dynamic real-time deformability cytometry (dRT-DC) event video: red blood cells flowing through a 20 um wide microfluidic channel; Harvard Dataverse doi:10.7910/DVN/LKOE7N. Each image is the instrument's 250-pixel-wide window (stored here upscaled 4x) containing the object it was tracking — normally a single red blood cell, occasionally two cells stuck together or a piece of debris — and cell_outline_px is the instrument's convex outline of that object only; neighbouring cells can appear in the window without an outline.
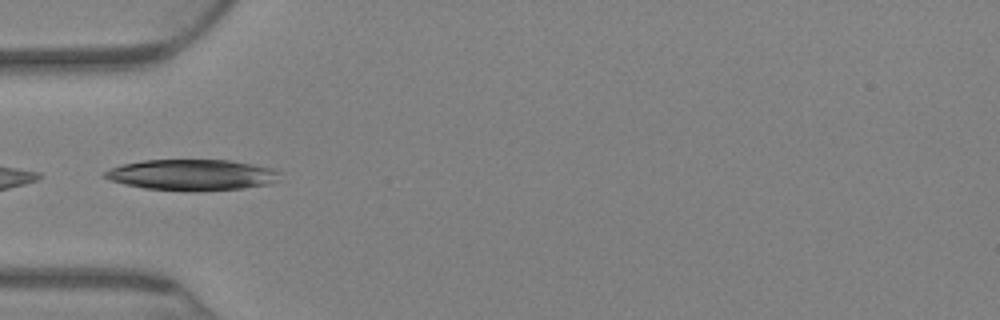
{"species": "Egyptian fruit bat (a non-hibernating species)", "species_latin": "Rousettus aegyptiacus", "temperature_condition": "warm", "stored_images_in_passage": 14, "camera_frame_rate_fps": 3000, "um_per_image_px": 0.085, "animal": {"sex": "female"}, "frame": {"image": 1, "passage_image": 1, "time_ms": 0.0, "image_size_px": [1000, 320], "cell_outline_px": [[276, 180], [268, 184], [244, 188], [144, 188], [124, 184], [112, 180], [104, 176], [104, 172], [112, 168], [124, 164], [144, 160], [228, 160], [252, 164], [272, 168], [276, 172]], "centroid_in_image_um": [16.28, 14.81], "position_along_channel_um": 68.7, "area_um2": 29.82}}
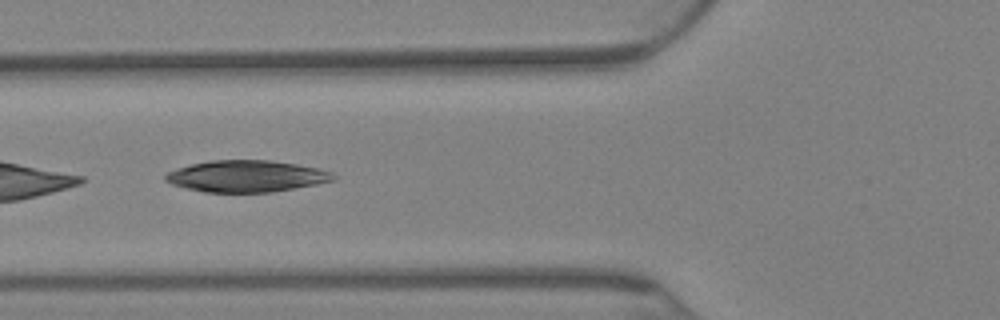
{"frame": {"image": 2, "passage_image": 5, "time_ms": 1.333, "image_size_px": [1000, 320], "cell_outline_px": [[336, 176], [332, 180], [316, 184], [272, 192], [204, 192], [172, 184], [164, 180], [164, 176], [168, 172], [192, 164], [212, 160], [268, 160], [296, 164], [316, 168], [332, 172]], "centroid_in_image_um": [20.94, 14.98], "position_along_channel_um": 104.9, "area_um2": 30.52}}